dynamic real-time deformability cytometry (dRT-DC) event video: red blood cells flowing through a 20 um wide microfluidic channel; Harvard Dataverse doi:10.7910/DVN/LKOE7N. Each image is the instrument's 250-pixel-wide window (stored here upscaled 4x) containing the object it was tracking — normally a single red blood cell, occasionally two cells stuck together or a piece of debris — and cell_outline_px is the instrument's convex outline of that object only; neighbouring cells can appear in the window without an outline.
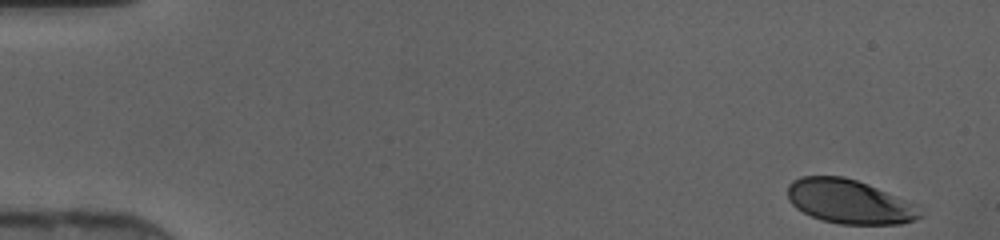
{"species": "human", "species_latin": "Homo sapiens", "temperature_condition": "cold", "stored_images_in_passage": 45, "camera_frame_rate_fps": 3000, "um_per_image_px": 0.085, "donor": {"sex": "female"}, "frame": {"image": 1, "passage_image": 1, "time_ms": 0.0, "image_size_px": [1000, 240], "cell_outline_px": [[920, 216], [916, 220], [900, 224], [840, 224], [820, 220], [796, 208], [788, 200], [788, 184], [792, 180], [800, 176], [844, 176], [868, 184], [912, 204]], "centroid_in_image_um": [72.09, 17.13], "position_along_channel_um": 12.9, "area_um2": 33.52}}
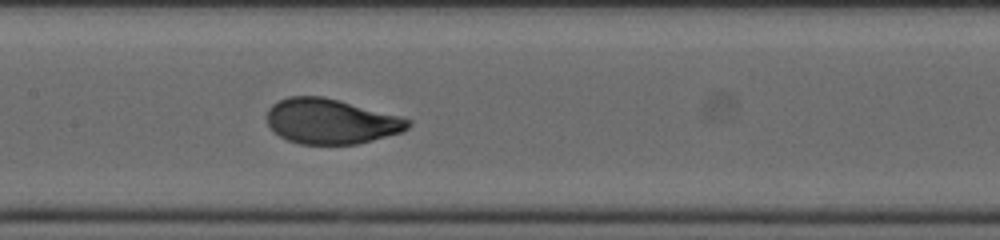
{"frame": {"image": 2, "passage_image": 22, "time_ms": 7.0, "image_size_px": [1000, 240], "cell_outline_px": [[412, 124], [404, 132], [356, 144], [300, 144], [288, 140], [272, 132], [264, 116], [268, 108], [272, 104], [288, 96], [320, 96], [400, 116], [412, 120]], "centroid_in_image_um": [28.09, 10.32], "position_along_channel_um": 179.3, "area_um2": 37.17}}
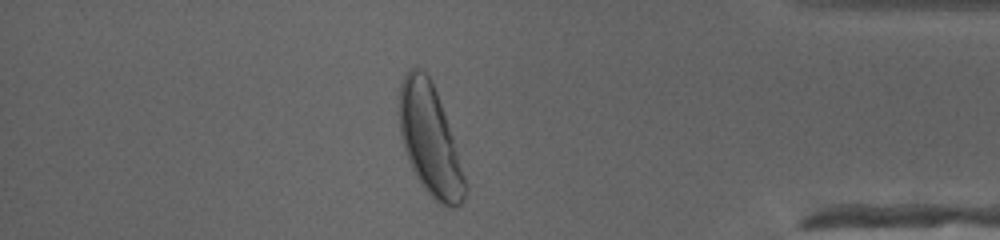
{"frame": {"image": 3, "passage_image": 39, "time_ms": 12.667, "image_size_px": [1000, 240], "cell_outline_px": [[468, 192], [460, 204], [456, 208], [448, 208], [440, 204], [424, 188], [416, 176], [408, 160], [400, 136], [400, 84], [404, 72], [408, 68], [420, 68], [428, 76], [436, 92], [444, 112], [468, 184]], "centroid_in_image_um": [36.56, 11.94], "position_along_channel_um": 398.6, "area_um2": 42.02}}